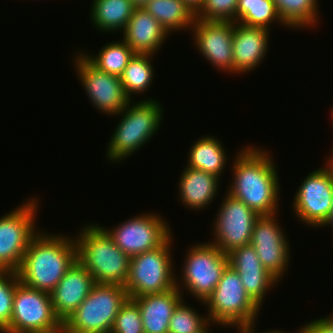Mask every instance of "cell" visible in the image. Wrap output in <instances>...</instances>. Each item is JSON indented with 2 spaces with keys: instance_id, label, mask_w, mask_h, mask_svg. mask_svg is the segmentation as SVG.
I'll return each instance as SVG.
<instances>
[{
  "instance_id": "16",
  "label": "cell",
  "mask_w": 333,
  "mask_h": 333,
  "mask_svg": "<svg viewBox=\"0 0 333 333\" xmlns=\"http://www.w3.org/2000/svg\"><path fill=\"white\" fill-rule=\"evenodd\" d=\"M234 21H204L195 19L191 31L199 52L219 72L233 73Z\"/></svg>"
},
{
  "instance_id": "30",
  "label": "cell",
  "mask_w": 333,
  "mask_h": 333,
  "mask_svg": "<svg viewBox=\"0 0 333 333\" xmlns=\"http://www.w3.org/2000/svg\"><path fill=\"white\" fill-rule=\"evenodd\" d=\"M178 303L169 321L168 333H197L208 323V316H201L194 308L184 302Z\"/></svg>"
},
{
  "instance_id": "37",
  "label": "cell",
  "mask_w": 333,
  "mask_h": 333,
  "mask_svg": "<svg viewBox=\"0 0 333 333\" xmlns=\"http://www.w3.org/2000/svg\"><path fill=\"white\" fill-rule=\"evenodd\" d=\"M224 327H228V328H231V327H235L237 329V332L238 333H248V325H224Z\"/></svg>"
},
{
  "instance_id": "36",
  "label": "cell",
  "mask_w": 333,
  "mask_h": 333,
  "mask_svg": "<svg viewBox=\"0 0 333 333\" xmlns=\"http://www.w3.org/2000/svg\"><path fill=\"white\" fill-rule=\"evenodd\" d=\"M255 324V325H254ZM256 327V321L255 322H253V323H251V324H248V333H254V331H255V328ZM258 333V332H257ZM262 333H286V332H283V330H269V331H266V332H262Z\"/></svg>"
},
{
  "instance_id": "44",
  "label": "cell",
  "mask_w": 333,
  "mask_h": 333,
  "mask_svg": "<svg viewBox=\"0 0 333 333\" xmlns=\"http://www.w3.org/2000/svg\"><path fill=\"white\" fill-rule=\"evenodd\" d=\"M297 332H298V333H303V332L301 331V329L297 330Z\"/></svg>"
},
{
  "instance_id": "22",
  "label": "cell",
  "mask_w": 333,
  "mask_h": 333,
  "mask_svg": "<svg viewBox=\"0 0 333 333\" xmlns=\"http://www.w3.org/2000/svg\"><path fill=\"white\" fill-rule=\"evenodd\" d=\"M220 178L209 172L186 166L178 182L179 201L183 206L195 211L208 207L218 193ZM185 204V205H184Z\"/></svg>"
},
{
  "instance_id": "41",
  "label": "cell",
  "mask_w": 333,
  "mask_h": 333,
  "mask_svg": "<svg viewBox=\"0 0 333 333\" xmlns=\"http://www.w3.org/2000/svg\"><path fill=\"white\" fill-rule=\"evenodd\" d=\"M214 324L215 325V323H211V322H209L201 331H199V332H197V333H209V327H211L212 325Z\"/></svg>"
},
{
  "instance_id": "8",
  "label": "cell",
  "mask_w": 333,
  "mask_h": 333,
  "mask_svg": "<svg viewBox=\"0 0 333 333\" xmlns=\"http://www.w3.org/2000/svg\"><path fill=\"white\" fill-rule=\"evenodd\" d=\"M187 252L185 255L187 257L182 263L180 283L176 278V288L181 293L186 289L204 304L212 295L223 271L228 266V256L210 241L195 243Z\"/></svg>"
},
{
  "instance_id": "19",
  "label": "cell",
  "mask_w": 333,
  "mask_h": 333,
  "mask_svg": "<svg viewBox=\"0 0 333 333\" xmlns=\"http://www.w3.org/2000/svg\"><path fill=\"white\" fill-rule=\"evenodd\" d=\"M270 30L235 22L233 25V74L251 72L265 58Z\"/></svg>"
},
{
  "instance_id": "32",
  "label": "cell",
  "mask_w": 333,
  "mask_h": 333,
  "mask_svg": "<svg viewBox=\"0 0 333 333\" xmlns=\"http://www.w3.org/2000/svg\"><path fill=\"white\" fill-rule=\"evenodd\" d=\"M237 7L238 0H205L195 17L204 21L237 22Z\"/></svg>"
},
{
  "instance_id": "5",
  "label": "cell",
  "mask_w": 333,
  "mask_h": 333,
  "mask_svg": "<svg viewBox=\"0 0 333 333\" xmlns=\"http://www.w3.org/2000/svg\"><path fill=\"white\" fill-rule=\"evenodd\" d=\"M128 298L124 286L95 283L85 300L62 324L67 333L111 331L118 311Z\"/></svg>"
},
{
  "instance_id": "21",
  "label": "cell",
  "mask_w": 333,
  "mask_h": 333,
  "mask_svg": "<svg viewBox=\"0 0 333 333\" xmlns=\"http://www.w3.org/2000/svg\"><path fill=\"white\" fill-rule=\"evenodd\" d=\"M176 287L164 293L131 298L139 307L144 333H168L174 309L183 299Z\"/></svg>"
},
{
  "instance_id": "38",
  "label": "cell",
  "mask_w": 333,
  "mask_h": 333,
  "mask_svg": "<svg viewBox=\"0 0 333 333\" xmlns=\"http://www.w3.org/2000/svg\"><path fill=\"white\" fill-rule=\"evenodd\" d=\"M150 0H131L136 8H143Z\"/></svg>"
},
{
  "instance_id": "1",
  "label": "cell",
  "mask_w": 333,
  "mask_h": 333,
  "mask_svg": "<svg viewBox=\"0 0 333 333\" xmlns=\"http://www.w3.org/2000/svg\"><path fill=\"white\" fill-rule=\"evenodd\" d=\"M247 146L232 160L233 182L227 192L259 216L275 214L280 200L276 163L271 159V152Z\"/></svg>"
},
{
  "instance_id": "29",
  "label": "cell",
  "mask_w": 333,
  "mask_h": 333,
  "mask_svg": "<svg viewBox=\"0 0 333 333\" xmlns=\"http://www.w3.org/2000/svg\"><path fill=\"white\" fill-rule=\"evenodd\" d=\"M273 22L287 27L280 19L273 0H238L237 23L269 30Z\"/></svg>"
},
{
  "instance_id": "39",
  "label": "cell",
  "mask_w": 333,
  "mask_h": 333,
  "mask_svg": "<svg viewBox=\"0 0 333 333\" xmlns=\"http://www.w3.org/2000/svg\"><path fill=\"white\" fill-rule=\"evenodd\" d=\"M38 333H67V331L65 330V327L62 324L60 327H58L54 330L46 331V332H38Z\"/></svg>"
},
{
  "instance_id": "18",
  "label": "cell",
  "mask_w": 333,
  "mask_h": 333,
  "mask_svg": "<svg viewBox=\"0 0 333 333\" xmlns=\"http://www.w3.org/2000/svg\"><path fill=\"white\" fill-rule=\"evenodd\" d=\"M94 284L93 276L76 260L50 293L54 313L62 323L85 300Z\"/></svg>"
},
{
  "instance_id": "4",
  "label": "cell",
  "mask_w": 333,
  "mask_h": 333,
  "mask_svg": "<svg viewBox=\"0 0 333 333\" xmlns=\"http://www.w3.org/2000/svg\"><path fill=\"white\" fill-rule=\"evenodd\" d=\"M131 102L116 114L122 118L107 145L109 162L118 163L134 155L151 140L163 122V108L158 100L148 98Z\"/></svg>"
},
{
  "instance_id": "25",
  "label": "cell",
  "mask_w": 333,
  "mask_h": 333,
  "mask_svg": "<svg viewBox=\"0 0 333 333\" xmlns=\"http://www.w3.org/2000/svg\"><path fill=\"white\" fill-rule=\"evenodd\" d=\"M170 34L178 30H191L195 14L181 0H150L143 7Z\"/></svg>"
},
{
  "instance_id": "35",
  "label": "cell",
  "mask_w": 333,
  "mask_h": 333,
  "mask_svg": "<svg viewBox=\"0 0 333 333\" xmlns=\"http://www.w3.org/2000/svg\"><path fill=\"white\" fill-rule=\"evenodd\" d=\"M194 14L203 6L205 0H181Z\"/></svg>"
},
{
  "instance_id": "7",
  "label": "cell",
  "mask_w": 333,
  "mask_h": 333,
  "mask_svg": "<svg viewBox=\"0 0 333 333\" xmlns=\"http://www.w3.org/2000/svg\"><path fill=\"white\" fill-rule=\"evenodd\" d=\"M209 322L221 325H248L258 319L260 307L245 291L239 274L229 265L205 304Z\"/></svg>"
},
{
  "instance_id": "24",
  "label": "cell",
  "mask_w": 333,
  "mask_h": 333,
  "mask_svg": "<svg viewBox=\"0 0 333 333\" xmlns=\"http://www.w3.org/2000/svg\"><path fill=\"white\" fill-rule=\"evenodd\" d=\"M188 163L186 166L209 172L221 178L222 172L226 169V150L215 136H202L191 145L189 150ZM224 169V170H223Z\"/></svg>"
},
{
  "instance_id": "6",
  "label": "cell",
  "mask_w": 333,
  "mask_h": 333,
  "mask_svg": "<svg viewBox=\"0 0 333 333\" xmlns=\"http://www.w3.org/2000/svg\"><path fill=\"white\" fill-rule=\"evenodd\" d=\"M171 235L161 246L130 258L125 282L129 298L164 293L176 287Z\"/></svg>"
},
{
  "instance_id": "17",
  "label": "cell",
  "mask_w": 333,
  "mask_h": 333,
  "mask_svg": "<svg viewBox=\"0 0 333 333\" xmlns=\"http://www.w3.org/2000/svg\"><path fill=\"white\" fill-rule=\"evenodd\" d=\"M227 256L228 265L239 274L245 291L261 308L265 295L279 281L264 268L251 244L235 248Z\"/></svg>"
},
{
  "instance_id": "42",
  "label": "cell",
  "mask_w": 333,
  "mask_h": 333,
  "mask_svg": "<svg viewBox=\"0 0 333 333\" xmlns=\"http://www.w3.org/2000/svg\"><path fill=\"white\" fill-rule=\"evenodd\" d=\"M332 152V154H331V156H329V158H327L331 163H332V165H333V151H331Z\"/></svg>"
},
{
  "instance_id": "13",
  "label": "cell",
  "mask_w": 333,
  "mask_h": 333,
  "mask_svg": "<svg viewBox=\"0 0 333 333\" xmlns=\"http://www.w3.org/2000/svg\"><path fill=\"white\" fill-rule=\"evenodd\" d=\"M223 199L212 224L215 238L211 243L228 254L235 248L250 244L259 215L228 192Z\"/></svg>"
},
{
  "instance_id": "28",
  "label": "cell",
  "mask_w": 333,
  "mask_h": 333,
  "mask_svg": "<svg viewBox=\"0 0 333 333\" xmlns=\"http://www.w3.org/2000/svg\"><path fill=\"white\" fill-rule=\"evenodd\" d=\"M135 53L127 43L116 41L107 43L97 55L83 52L82 55L99 71L120 76Z\"/></svg>"
},
{
  "instance_id": "23",
  "label": "cell",
  "mask_w": 333,
  "mask_h": 333,
  "mask_svg": "<svg viewBox=\"0 0 333 333\" xmlns=\"http://www.w3.org/2000/svg\"><path fill=\"white\" fill-rule=\"evenodd\" d=\"M90 18L103 33L122 32L136 7L131 0H92Z\"/></svg>"
},
{
  "instance_id": "33",
  "label": "cell",
  "mask_w": 333,
  "mask_h": 333,
  "mask_svg": "<svg viewBox=\"0 0 333 333\" xmlns=\"http://www.w3.org/2000/svg\"><path fill=\"white\" fill-rule=\"evenodd\" d=\"M113 333H144L138 305L128 298L121 306L111 330Z\"/></svg>"
},
{
  "instance_id": "2",
  "label": "cell",
  "mask_w": 333,
  "mask_h": 333,
  "mask_svg": "<svg viewBox=\"0 0 333 333\" xmlns=\"http://www.w3.org/2000/svg\"><path fill=\"white\" fill-rule=\"evenodd\" d=\"M76 260L75 239L38 232L29 243L17 274L25 286L51 293Z\"/></svg>"
},
{
  "instance_id": "40",
  "label": "cell",
  "mask_w": 333,
  "mask_h": 333,
  "mask_svg": "<svg viewBox=\"0 0 333 333\" xmlns=\"http://www.w3.org/2000/svg\"><path fill=\"white\" fill-rule=\"evenodd\" d=\"M330 225H331V228H332L333 227V209H332V212H331V215H330L329 219L325 222V224L321 228H323L324 226L328 227Z\"/></svg>"
},
{
  "instance_id": "20",
  "label": "cell",
  "mask_w": 333,
  "mask_h": 333,
  "mask_svg": "<svg viewBox=\"0 0 333 333\" xmlns=\"http://www.w3.org/2000/svg\"><path fill=\"white\" fill-rule=\"evenodd\" d=\"M123 40L134 53L153 54L170 34L144 8H136L123 30Z\"/></svg>"
},
{
  "instance_id": "11",
  "label": "cell",
  "mask_w": 333,
  "mask_h": 333,
  "mask_svg": "<svg viewBox=\"0 0 333 333\" xmlns=\"http://www.w3.org/2000/svg\"><path fill=\"white\" fill-rule=\"evenodd\" d=\"M62 325L55 315L50 293L39 291L19 282L14 293L12 317L3 333H38Z\"/></svg>"
},
{
  "instance_id": "27",
  "label": "cell",
  "mask_w": 333,
  "mask_h": 333,
  "mask_svg": "<svg viewBox=\"0 0 333 333\" xmlns=\"http://www.w3.org/2000/svg\"><path fill=\"white\" fill-rule=\"evenodd\" d=\"M277 13L287 28L315 27L319 22L317 0H273Z\"/></svg>"
},
{
  "instance_id": "15",
  "label": "cell",
  "mask_w": 333,
  "mask_h": 333,
  "mask_svg": "<svg viewBox=\"0 0 333 333\" xmlns=\"http://www.w3.org/2000/svg\"><path fill=\"white\" fill-rule=\"evenodd\" d=\"M278 213L262 215L256 220L251 235L250 244L264 268L278 281L287 271L290 260V245L285 232L278 224ZM277 220V221H276Z\"/></svg>"
},
{
  "instance_id": "12",
  "label": "cell",
  "mask_w": 333,
  "mask_h": 333,
  "mask_svg": "<svg viewBox=\"0 0 333 333\" xmlns=\"http://www.w3.org/2000/svg\"><path fill=\"white\" fill-rule=\"evenodd\" d=\"M102 228L130 258L161 246L172 235L166 220L156 212L134 216L114 228Z\"/></svg>"
},
{
  "instance_id": "9",
  "label": "cell",
  "mask_w": 333,
  "mask_h": 333,
  "mask_svg": "<svg viewBox=\"0 0 333 333\" xmlns=\"http://www.w3.org/2000/svg\"><path fill=\"white\" fill-rule=\"evenodd\" d=\"M38 201L33 196L0 217V270L18 271L31 239L38 233L34 224Z\"/></svg>"
},
{
  "instance_id": "3",
  "label": "cell",
  "mask_w": 333,
  "mask_h": 333,
  "mask_svg": "<svg viewBox=\"0 0 333 333\" xmlns=\"http://www.w3.org/2000/svg\"><path fill=\"white\" fill-rule=\"evenodd\" d=\"M75 242L77 260L93 276L95 283L124 286L129 273L130 257L97 223L81 228Z\"/></svg>"
},
{
  "instance_id": "31",
  "label": "cell",
  "mask_w": 333,
  "mask_h": 333,
  "mask_svg": "<svg viewBox=\"0 0 333 333\" xmlns=\"http://www.w3.org/2000/svg\"><path fill=\"white\" fill-rule=\"evenodd\" d=\"M19 282L17 272L0 270V333L10 325L15 288Z\"/></svg>"
},
{
  "instance_id": "14",
  "label": "cell",
  "mask_w": 333,
  "mask_h": 333,
  "mask_svg": "<svg viewBox=\"0 0 333 333\" xmlns=\"http://www.w3.org/2000/svg\"><path fill=\"white\" fill-rule=\"evenodd\" d=\"M75 55L74 67L91 103L100 113L116 116L131 101L125 94L120 76L99 71L80 52Z\"/></svg>"
},
{
  "instance_id": "10",
  "label": "cell",
  "mask_w": 333,
  "mask_h": 333,
  "mask_svg": "<svg viewBox=\"0 0 333 333\" xmlns=\"http://www.w3.org/2000/svg\"><path fill=\"white\" fill-rule=\"evenodd\" d=\"M293 199L294 215L304 225L320 228L325 224L333 209V165L328 159L304 178Z\"/></svg>"
},
{
  "instance_id": "26",
  "label": "cell",
  "mask_w": 333,
  "mask_h": 333,
  "mask_svg": "<svg viewBox=\"0 0 333 333\" xmlns=\"http://www.w3.org/2000/svg\"><path fill=\"white\" fill-rule=\"evenodd\" d=\"M153 54L135 53L120 75L127 97L134 101L132 95L147 92L154 79ZM151 61V62H150Z\"/></svg>"
},
{
  "instance_id": "34",
  "label": "cell",
  "mask_w": 333,
  "mask_h": 333,
  "mask_svg": "<svg viewBox=\"0 0 333 333\" xmlns=\"http://www.w3.org/2000/svg\"><path fill=\"white\" fill-rule=\"evenodd\" d=\"M303 333H333V315L307 322L300 327Z\"/></svg>"
},
{
  "instance_id": "43",
  "label": "cell",
  "mask_w": 333,
  "mask_h": 333,
  "mask_svg": "<svg viewBox=\"0 0 333 333\" xmlns=\"http://www.w3.org/2000/svg\"><path fill=\"white\" fill-rule=\"evenodd\" d=\"M100 333H113L112 331H108V332H100Z\"/></svg>"
}]
</instances>
